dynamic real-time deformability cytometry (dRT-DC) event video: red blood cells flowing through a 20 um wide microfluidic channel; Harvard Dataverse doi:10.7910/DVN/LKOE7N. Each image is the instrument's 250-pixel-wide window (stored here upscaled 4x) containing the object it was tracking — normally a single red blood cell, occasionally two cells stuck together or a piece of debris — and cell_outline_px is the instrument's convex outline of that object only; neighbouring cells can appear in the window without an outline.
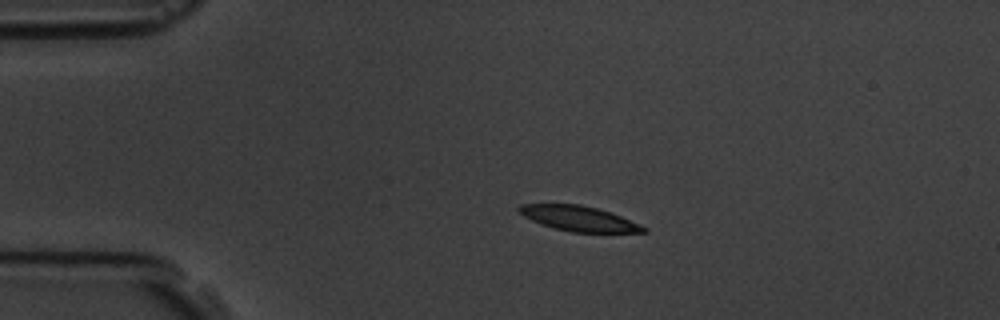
{"species": "common noctule bat (a hibernating species)", "species_latin": "Nyctalus noctula", "temperature_condition": "room temperature", "stored_images_in_passage": 2, "camera_frame_rate_fps": 3000, "um_per_image_px": 0.085, "animal": {"sex": "male", "body_mass_g": 19.5, "forearm_length_mm": 54.6}, "frame": {"image": 1, "passage_image": 1, "time_ms": 0.0, "image_size_px": [1000, 320], "cell_outline_px": [[648, 232], [572, 232], [540, 224], [524, 216], [516, 208], [520, 204], [580, 204], [596, 208], [620, 216], [640, 224], [648, 228]], "centroid_in_image_um": [49.2, 18.57], "position_along_channel_um": 35.8, "area_um2": 17.98}}